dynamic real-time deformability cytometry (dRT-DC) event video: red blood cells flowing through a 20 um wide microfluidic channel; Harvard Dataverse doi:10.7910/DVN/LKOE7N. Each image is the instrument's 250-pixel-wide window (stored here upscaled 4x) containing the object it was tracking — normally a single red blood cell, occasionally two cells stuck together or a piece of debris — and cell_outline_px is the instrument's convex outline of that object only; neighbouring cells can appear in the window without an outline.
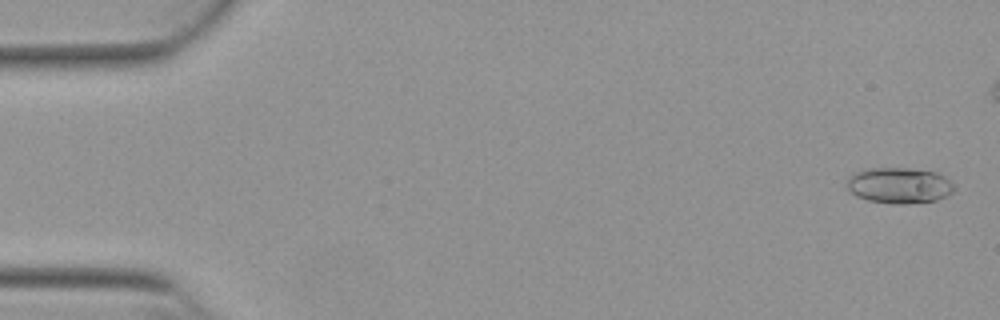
{"species": "Egyptian fruit bat (a non-hibernating species)", "species_latin": "Rousettus aegyptiacus", "temperature_condition": "warm", "stored_images_in_passage": 47, "camera_frame_rate_fps": 3000, "um_per_image_px": 0.085, "animal": {"sex": "female"}, "frame": {"image": 1, "passage_image": 2, "time_ms": 0.333, "image_size_px": [1000, 320], "cell_outline_px": [[956, 188], [948, 196], [936, 200], [908, 204], [892, 204], [868, 200], [856, 196], [848, 188], [848, 180], [852, 172], [864, 168], [912, 168], [936, 172], [944, 176]], "centroid_in_image_um": [76.43, 15.76], "position_along_channel_um": 8.6, "area_um2": 22.6}}
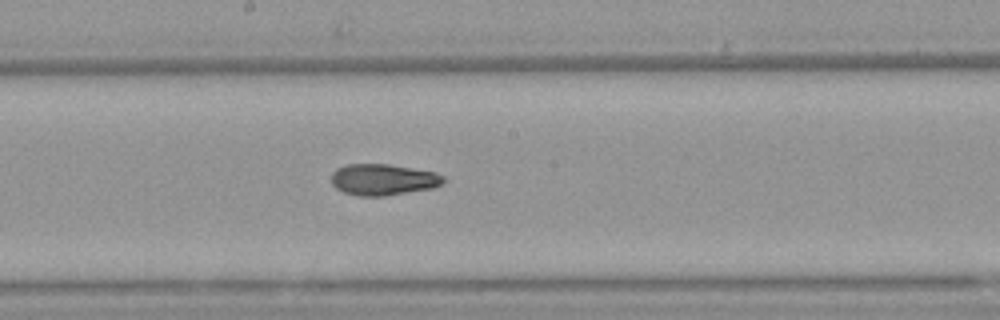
{"frame": {"image": 2, "passage_image": 29, "time_ms": 9.333, "image_size_px": [1000, 320], "cell_outline_px": [[444, 180], [440, 184], [432, 188], [384, 196], [360, 196], [344, 192], [336, 188], [332, 184], [332, 172], [336, 168], [348, 164], [388, 164], [436, 172], [444, 176]], "centroid_in_image_um": [32.55, 15.26], "position_along_channel_um": 215.7, "area_um2": 20.35}}
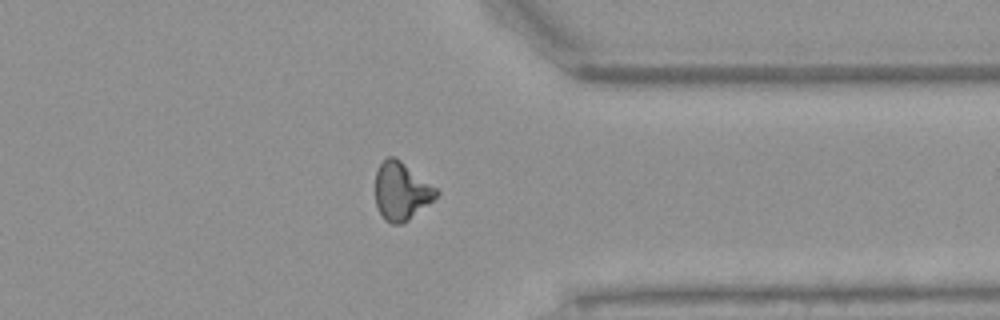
{"frame": {"image": 3, "passage_image": 42, "time_ms": 13.667, "image_size_px": [1000, 320], "cell_outline_px": [[440, 192], [432, 200], [408, 220], [400, 224], [392, 224], [384, 220], [376, 204], [376, 172], [380, 164], [388, 156], [396, 156], [436, 188]], "centroid_in_image_um": [34.09, 16.23], "position_along_channel_um": 377.3, "area_um2": 20.29}}